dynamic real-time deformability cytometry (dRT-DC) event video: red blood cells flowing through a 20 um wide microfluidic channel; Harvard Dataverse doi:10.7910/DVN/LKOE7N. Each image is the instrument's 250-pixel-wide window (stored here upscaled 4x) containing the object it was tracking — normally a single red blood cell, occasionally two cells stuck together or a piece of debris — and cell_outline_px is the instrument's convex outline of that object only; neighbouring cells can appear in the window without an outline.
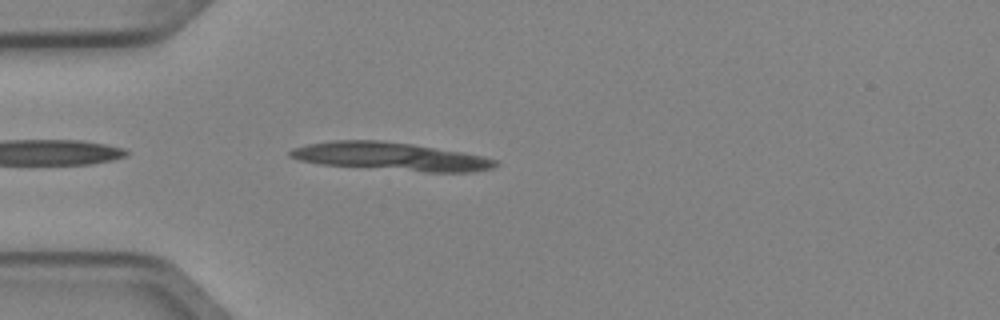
{"species": "Egyptian fruit bat (a non-hibernating species)", "species_latin": "Rousettus aegyptiacus", "temperature_condition": "cold", "stored_images_in_passage": 4, "camera_frame_rate_fps": 3000, "um_per_image_px": 0.085, "animal": {"sex": "female"}, "frame": {"image": 1, "passage_image": 4, "time_ms": 1.0, "image_size_px": [1000, 320], "cell_outline_px": [[500, 164], [492, 168], [472, 172], [424, 172], [320, 164], [300, 160], [288, 156], [288, 152], [292, 148], [308, 144], [332, 140], [380, 140], [412, 144], [484, 156], [500, 160]], "centroid_in_image_um": [33.23, 13.3], "position_along_channel_um": 51.8, "area_um2": 33.64}}